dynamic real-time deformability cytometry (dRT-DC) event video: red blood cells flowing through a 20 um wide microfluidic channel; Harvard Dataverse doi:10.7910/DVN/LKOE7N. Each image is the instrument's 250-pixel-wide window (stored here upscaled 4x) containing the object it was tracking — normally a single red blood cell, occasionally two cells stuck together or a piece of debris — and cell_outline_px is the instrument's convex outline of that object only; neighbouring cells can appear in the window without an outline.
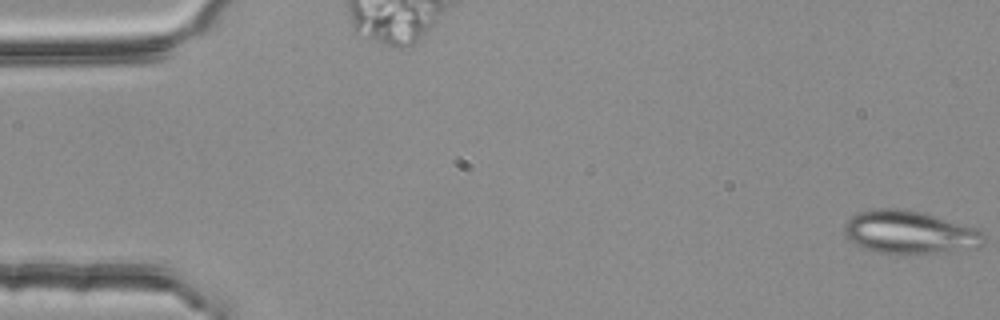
{"species": "common noctule bat (a hibernating species)", "species_latin": "Nyctalus noctula", "temperature_condition": "room temperature", "stored_images_in_passage": 5, "camera_frame_rate_fps": 3000, "um_per_image_px": 0.085, "animal": {"sex": "female", "body_mass_g": 25.1}, "frame": {"image": 1, "passage_image": 1, "time_ms": 0.0, "image_size_px": [1000, 320], "cell_outline_px": [[984, 240], [976, 248], [912, 256], [876, 252], [864, 248], [856, 244], [844, 236], [844, 224], [852, 216], [860, 212], [876, 208], [900, 208], [924, 212], [976, 228], [984, 232]], "centroid_in_image_um": [77.31, 19.77], "position_along_channel_um": 7.7, "area_um2": 35.6}}